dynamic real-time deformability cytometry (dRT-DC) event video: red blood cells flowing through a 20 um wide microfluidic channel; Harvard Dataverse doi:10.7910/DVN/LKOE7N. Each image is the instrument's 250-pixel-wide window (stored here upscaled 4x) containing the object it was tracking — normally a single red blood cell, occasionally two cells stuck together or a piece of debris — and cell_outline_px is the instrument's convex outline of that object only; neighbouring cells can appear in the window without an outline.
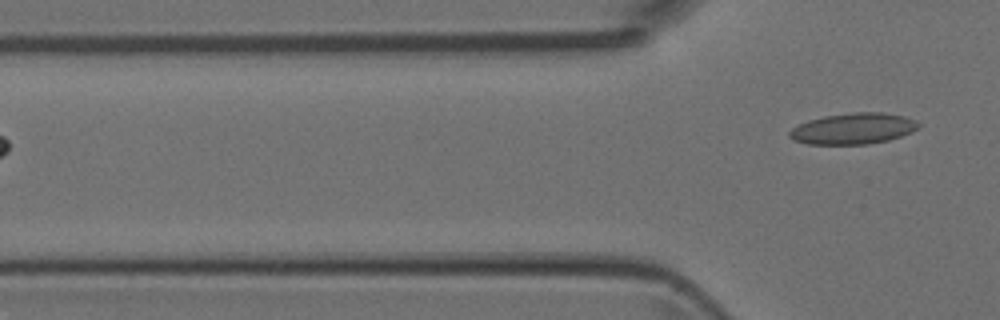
{"species": "Egyptian fruit bat (a non-hibernating species)", "species_latin": "Rousettus aegyptiacus", "temperature_condition": "room temperature", "stored_images_in_passage": 3, "camera_frame_rate_fps": 3000, "um_per_image_px": 0.085, "animal": {"sex": "female"}, "frame": {"image": 1, "passage_image": 3, "time_ms": 2.667, "image_size_px": [1000, 320], "cell_outline_px": [[920, 128], [912, 132], [888, 140], [868, 144], [808, 144], [792, 140], [788, 136], [788, 132], [792, 128], [808, 120], [824, 116], [852, 112], [880, 112], [904, 116], [916, 120], [920, 124]], "centroid_in_image_um": [72.52, 10.93], "position_along_channel_um": 53.3, "area_um2": 23.47}}